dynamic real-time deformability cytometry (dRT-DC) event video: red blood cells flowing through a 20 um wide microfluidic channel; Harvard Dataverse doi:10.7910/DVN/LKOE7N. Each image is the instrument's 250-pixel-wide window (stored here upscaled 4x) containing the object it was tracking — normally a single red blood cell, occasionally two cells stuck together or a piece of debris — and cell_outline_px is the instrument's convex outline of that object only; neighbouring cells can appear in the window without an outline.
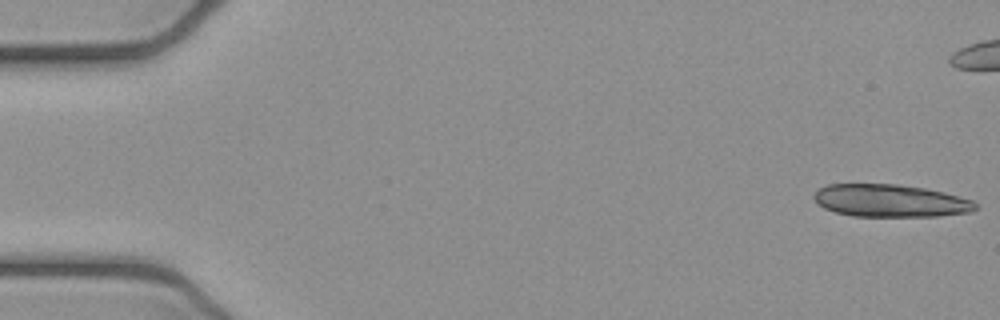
{"species": "common noctule bat (a hibernating species)", "species_latin": "Nyctalus noctula", "temperature_condition": "cold", "stored_images_in_passage": 11, "camera_frame_rate_fps": 3000, "um_per_image_px": 0.085, "animal": {"sex": "female", "body_mass_g": 21.9}, "frame": {"image": 1, "passage_image": 1, "time_ms": 0.0, "image_size_px": [1000, 320], "cell_outline_px": [[980, 208], [972, 212], [940, 216], [852, 216], [836, 212], [824, 208], [812, 196], [816, 188], [828, 184], [900, 184], [924, 188], [944, 192], [972, 200]], "centroid_in_image_um": [75.69, 17.06], "position_along_channel_um": 9.3, "area_um2": 30.87}}